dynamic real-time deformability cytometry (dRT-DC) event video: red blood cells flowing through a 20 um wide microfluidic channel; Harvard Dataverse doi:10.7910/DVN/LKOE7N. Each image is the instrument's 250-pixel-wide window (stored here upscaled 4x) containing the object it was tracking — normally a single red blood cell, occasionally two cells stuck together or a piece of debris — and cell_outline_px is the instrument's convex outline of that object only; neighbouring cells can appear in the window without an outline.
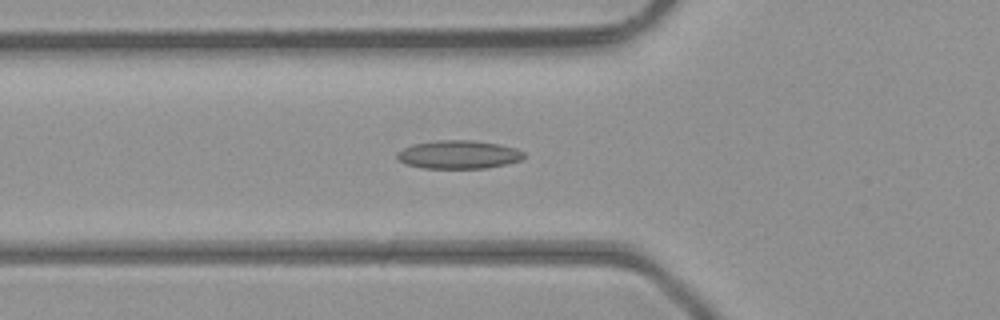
{"species": "common noctule bat (a hibernating species)", "species_latin": "Nyctalus noctula", "temperature_condition": "room temperature", "stored_images_in_passage": 47, "camera_frame_rate_fps": 3000, "um_per_image_px": 0.085, "animal": {"sex": "male", "body_mass_g": 23.1, "forearm_length_mm": 52.7}, "frame": {"image": 1, "passage_image": 17, "time_ms": 5.333, "image_size_px": [1000, 320], "cell_outline_px": [[524, 156], [520, 160], [504, 164], [484, 168], [424, 168], [408, 164], [400, 160], [396, 156], [396, 152], [412, 144], [436, 140], [472, 140], [500, 144], [516, 148], [524, 152]], "centroid_in_image_um": [38.97, 13.12], "position_along_channel_um": 86.8, "area_um2": 20.81}}
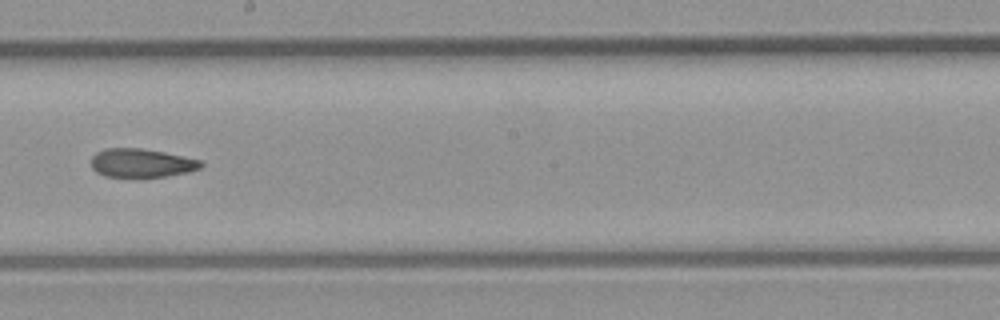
{"frame": {"image": 2, "passage_image": 27, "time_ms": 8.667, "image_size_px": [1000, 320], "cell_outline_px": [[204, 164], [200, 168], [188, 172], [164, 176], [104, 176], [96, 172], [92, 168], [92, 156], [96, 152], [104, 148], [140, 148], [164, 152], [184, 156], [200, 160]], "centroid_in_image_um": [12.02, 13.84], "position_along_channel_um": 236.2, "area_um2": 18.15}}
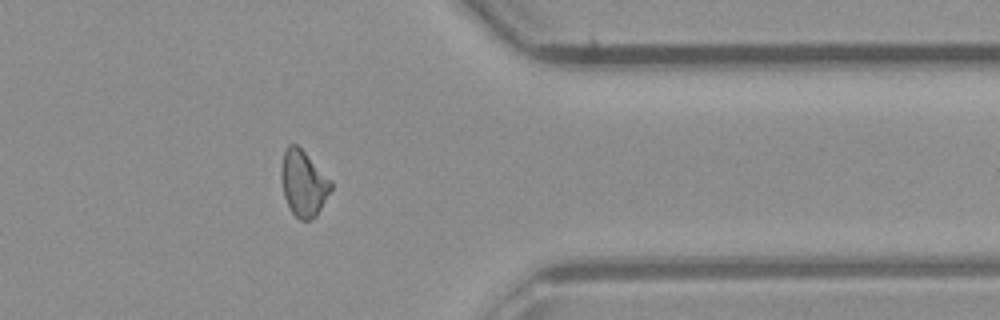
{"frame": {"image": 3, "passage_image": 38, "time_ms": 12.333, "image_size_px": [1000, 320], "cell_outline_px": [[332, 188], [316, 216], [312, 220], [300, 220], [292, 212], [284, 196], [280, 176], [280, 168], [284, 152], [288, 144], [296, 144], [332, 180]], "centroid_in_image_um": [25.78, 15.58], "position_along_channel_um": 385.6, "area_um2": 19.02}, "authors_computed_cell_mechanics": {"area_um2": 19.1318, "velocity_mm_per_s": 4.4514, "shape_relaxation_time_tau1_ms": null, "shape_relaxation_time_tau2_ms": 2.5749, "deformation_change_tau1": null, "deformation_change_tau2": 0.1027}}